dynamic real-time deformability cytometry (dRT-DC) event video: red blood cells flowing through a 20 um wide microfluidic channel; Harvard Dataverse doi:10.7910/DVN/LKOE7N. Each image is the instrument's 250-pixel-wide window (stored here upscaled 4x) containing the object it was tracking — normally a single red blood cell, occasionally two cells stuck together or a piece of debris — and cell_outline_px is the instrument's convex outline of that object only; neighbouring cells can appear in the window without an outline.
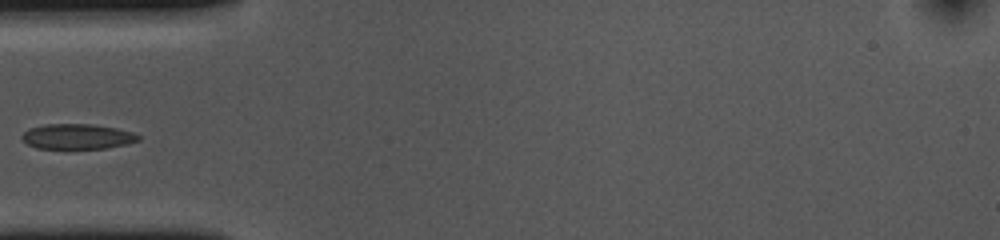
{"species": "common noctule bat (a hibernating species)", "species_latin": "Nyctalus noctula", "temperature_condition": "cold", "stored_images_in_passage": 38, "camera_frame_rate_fps": 3000, "um_per_image_px": 0.085, "animal": {"sex": "female", "body_mass_g": 10.0, "forearm_length_mm": 53.1}, "frame": {"image": 1, "passage_image": 1, "time_ms": 0.0, "image_size_px": [1000, 240], "cell_outline_px": [[140, 140], [128, 144], [104, 148], [36, 148], [28, 144], [20, 136], [28, 128], [44, 124], [92, 124], [116, 128], [132, 132], [140, 136]], "centroid_in_image_um": [6.57, 11.59], "position_along_channel_um": 78.4, "area_um2": 17.05}}
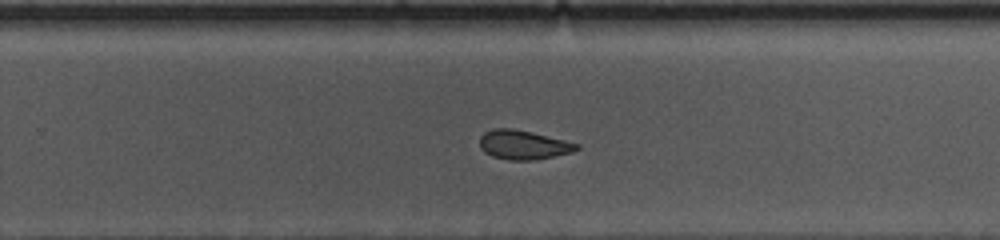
{"frame": {"image": 2, "passage_image": 18, "time_ms": 5.667, "image_size_px": [1000, 240], "cell_outline_px": [[580, 148], [572, 152], [536, 160], [508, 160], [492, 156], [484, 152], [480, 148], [480, 136], [484, 132], [492, 128], [512, 128], [532, 132], [580, 144]], "centroid_in_image_um": [44.47, 12.31], "position_along_channel_um": 285.3, "area_um2": 16.59}}
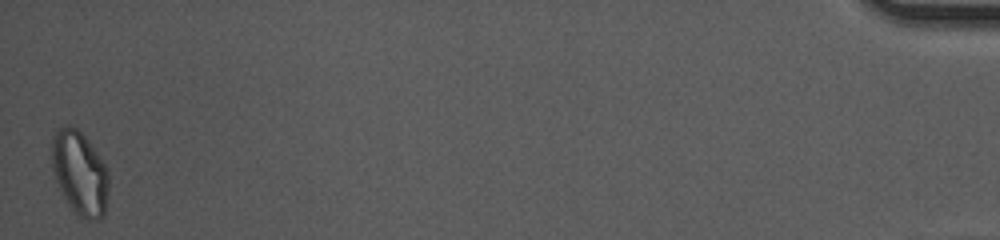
{"frame": {"image": 3, "passage_image": 38, "time_ms": 12.333, "image_size_px": [1000, 240], "cell_outline_px": [[108, 192], [104, 216], [100, 220], [88, 220], [76, 216], [68, 204], [56, 180], [52, 168], [52, 136], [64, 124], [68, 124], [76, 128], [88, 140], [104, 164], [108, 172]], "centroid_in_image_um": [6.78, 14.74], "position_along_channel_um": 428.4, "area_um2": 27.8}}